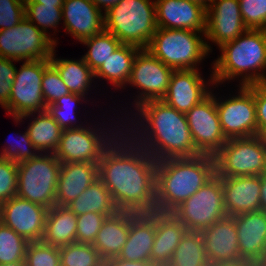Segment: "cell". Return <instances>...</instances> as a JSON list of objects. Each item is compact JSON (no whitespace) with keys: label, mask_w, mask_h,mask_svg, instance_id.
<instances>
[{"label":"cell","mask_w":266,"mask_h":266,"mask_svg":"<svg viewBox=\"0 0 266 266\" xmlns=\"http://www.w3.org/2000/svg\"><path fill=\"white\" fill-rule=\"evenodd\" d=\"M76 216L85 213L113 215L114 201L108 188L98 178L66 206Z\"/></svg>","instance_id":"83f0119b"},{"label":"cell","mask_w":266,"mask_h":266,"mask_svg":"<svg viewBox=\"0 0 266 266\" xmlns=\"http://www.w3.org/2000/svg\"><path fill=\"white\" fill-rule=\"evenodd\" d=\"M37 114V116L33 115ZM31 118L32 121L27 127V133L34 145V148L41 154H54L60 143L62 128L56 120L47 112V110L35 113H28L18 118H13L16 123L23 119Z\"/></svg>","instance_id":"d4e9b609"},{"label":"cell","mask_w":266,"mask_h":266,"mask_svg":"<svg viewBox=\"0 0 266 266\" xmlns=\"http://www.w3.org/2000/svg\"><path fill=\"white\" fill-rule=\"evenodd\" d=\"M77 216L67 207L54 205L48 209L42 241L61 247L76 242Z\"/></svg>","instance_id":"484cf974"},{"label":"cell","mask_w":266,"mask_h":266,"mask_svg":"<svg viewBox=\"0 0 266 266\" xmlns=\"http://www.w3.org/2000/svg\"><path fill=\"white\" fill-rule=\"evenodd\" d=\"M153 197L138 200H118L114 202L113 216L127 228L146 226L151 215Z\"/></svg>","instance_id":"e575fe53"},{"label":"cell","mask_w":266,"mask_h":266,"mask_svg":"<svg viewBox=\"0 0 266 266\" xmlns=\"http://www.w3.org/2000/svg\"><path fill=\"white\" fill-rule=\"evenodd\" d=\"M17 167V196L48 209L53 207L61 167L55 155L39 153L35 158L18 163Z\"/></svg>","instance_id":"52a82bcc"},{"label":"cell","mask_w":266,"mask_h":266,"mask_svg":"<svg viewBox=\"0 0 266 266\" xmlns=\"http://www.w3.org/2000/svg\"><path fill=\"white\" fill-rule=\"evenodd\" d=\"M98 178L97 163H61L55 205L66 207Z\"/></svg>","instance_id":"cb8c5ba5"},{"label":"cell","mask_w":266,"mask_h":266,"mask_svg":"<svg viewBox=\"0 0 266 266\" xmlns=\"http://www.w3.org/2000/svg\"><path fill=\"white\" fill-rule=\"evenodd\" d=\"M50 60L24 61L16 71L9 100V114L18 118L46 110L41 84Z\"/></svg>","instance_id":"7c38bea8"},{"label":"cell","mask_w":266,"mask_h":266,"mask_svg":"<svg viewBox=\"0 0 266 266\" xmlns=\"http://www.w3.org/2000/svg\"><path fill=\"white\" fill-rule=\"evenodd\" d=\"M103 13L91 0H64L63 27L81 42L104 30Z\"/></svg>","instance_id":"44dd1931"},{"label":"cell","mask_w":266,"mask_h":266,"mask_svg":"<svg viewBox=\"0 0 266 266\" xmlns=\"http://www.w3.org/2000/svg\"><path fill=\"white\" fill-rule=\"evenodd\" d=\"M134 109L139 113L140 116L137 117L140 120L127 119L134 121L127 124L136 127L127 124L120 126H126V134L156 161L201 155L194 145L185 113L177 111L162 100L147 101Z\"/></svg>","instance_id":"7a4b0ae2"},{"label":"cell","mask_w":266,"mask_h":266,"mask_svg":"<svg viewBox=\"0 0 266 266\" xmlns=\"http://www.w3.org/2000/svg\"><path fill=\"white\" fill-rule=\"evenodd\" d=\"M232 217L236 225L240 259L257 263L266 258V212L257 210Z\"/></svg>","instance_id":"ffe728a7"},{"label":"cell","mask_w":266,"mask_h":266,"mask_svg":"<svg viewBox=\"0 0 266 266\" xmlns=\"http://www.w3.org/2000/svg\"><path fill=\"white\" fill-rule=\"evenodd\" d=\"M84 99H86L85 96L70 93L62 96L56 100V102L47 106L46 110L62 129L81 128L84 127L83 122L81 124L79 123V125L76 123L77 121L75 120L77 119V115L74 110L76 109L75 107L77 104L80 103V100L81 103L82 101L86 102Z\"/></svg>","instance_id":"74e56055"},{"label":"cell","mask_w":266,"mask_h":266,"mask_svg":"<svg viewBox=\"0 0 266 266\" xmlns=\"http://www.w3.org/2000/svg\"><path fill=\"white\" fill-rule=\"evenodd\" d=\"M247 29L241 17L239 0H212L207 7L204 37L218 47L235 40Z\"/></svg>","instance_id":"e0dca14e"},{"label":"cell","mask_w":266,"mask_h":266,"mask_svg":"<svg viewBox=\"0 0 266 266\" xmlns=\"http://www.w3.org/2000/svg\"><path fill=\"white\" fill-rule=\"evenodd\" d=\"M191 1L200 3L201 5H203L207 8L212 0H191Z\"/></svg>","instance_id":"680465c9"},{"label":"cell","mask_w":266,"mask_h":266,"mask_svg":"<svg viewBox=\"0 0 266 266\" xmlns=\"http://www.w3.org/2000/svg\"><path fill=\"white\" fill-rule=\"evenodd\" d=\"M173 71L147 49H140L135 56L127 83L142 90L134 101L135 108L147 101L162 100L167 93Z\"/></svg>","instance_id":"5bb4252c"},{"label":"cell","mask_w":266,"mask_h":266,"mask_svg":"<svg viewBox=\"0 0 266 266\" xmlns=\"http://www.w3.org/2000/svg\"><path fill=\"white\" fill-rule=\"evenodd\" d=\"M28 243L0 221V264L25 260Z\"/></svg>","instance_id":"f35d334b"},{"label":"cell","mask_w":266,"mask_h":266,"mask_svg":"<svg viewBox=\"0 0 266 266\" xmlns=\"http://www.w3.org/2000/svg\"><path fill=\"white\" fill-rule=\"evenodd\" d=\"M25 18L32 22L37 28H39L46 36L48 35V29L56 28L59 21L63 20L62 6L43 5L40 3H24ZM37 24V25H36Z\"/></svg>","instance_id":"d590c367"},{"label":"cell","mask_w":266,"mask_h":266,"mask_svg":"<svg viewBox=\"0 0 266 266\" xmlns=\"http://www.w3.org/2000/svg\"><path fill=\"white\" fill-rule=\"evenodd\" d=\"M156 228L137 226L128 231L125 242L117 258L126 261H151V252L154 245Z\"/></svg>","instance_id":"1f68e13d"},{"label":"cell","mask_w":266,"mask_h":266,"mask_svg":"<svg viewBox=\"0 0 266 266\" xmlns=\"http://www.w3.org/2000/svg\"><path fill=\"white\" fill-rule=\"evenodd\" d=\"M203 35L188 29L157 28L146 49L173 70H199L197 63L212 50Z\"/></svg>","instance_id":"8992f818"},{"label":"cell","mask_w":266,"mask_h":266,"mask_svg":"<svg viewBox=\"0 0 266 266\" xmlns=\"http://www.w3.org/2000/svg\"><path fill=\"white\" fill-rule=\"evenodd\" d=\"M94 127L96 126L91 128L88 125V127L63 129L59 146L54 152L57 160L60 163L88 162L98 164L105 149L124 128L114 125L109 131L105 128L96 129ZM104 130H107L109 134ZM111 130L117 131L113 133Z\"/></svg>","instance_id":"9c48e42d"},{"label":"cell","mask_w":266,"mask_h":266,"mask_svg":"<svg viewBox=\"0 0 266 266\" xmlns=\"http://www.w3.org/2000/svg\"><path fill=\"white\" fill-rule=\"evenodd\" d=\"M194 145L201 154L214 156L226 143L213 92L185 113Z\"/></svg>","instance_id":"9a60e30c"},{"label":"cell","mask_w":266,"mask_h":266,"mask_svg":"<svg viewBox=\"0 0 266 266\" xmlns=\"http://www.w3.org/2000/svg\"><path fill=\"white\" fill-rule=\"evenodd\" d=\"M106 217L95 212L77 216L76 242L93 244Z\"/></svg>","instance_id":"ee69618b"},{"label":"cell","mask_w":266,"mask_h":266,"mask_svg":"<svg viewBox=\"0 0 266 266\" xmlns=\"http://www.w3.org/2000/svg\"><path fill=\"white\" fill-rule=\"evenodd\" d=\"M61 266H98L102 259L92 244L74 242L59 247Z\"/></svg>","instance_id":"8d00e7d4"},{"label":"cell","mask_w":266,"mask_h":266,"mask_svg":"<svg viewBox=\"0 0 266 266\" xmlns=\"http://www.w3.org/2000/svg\"><path fill=\"white\" fill-rule=\"evenodd\" d=\"M0 266H27L25 260L11 262L7 264H0Z\"/></svg>","instance_id":"6f0895ef"},{"label":"cell","mask_w":266,"mask_h":266,"mask_svg":"<svg viewBox=\"0 0 266 266\" xmlns=\"http://www.w3.org/2000/svg\"><path fill=\"white\" fill-rule=\"evenodd\" d=\"M101 11L104 13L110 9L113 5H116L121 0H91Z\"/></svg>","instance_id":"db71d44e"},{"label":"cell","mask_w":266,"mask_h":266,"mask_svg":"<svg viewBox=\"0 0 266 266\" xmlns=\"http://www.w3.org/2000/svg\"><path fill=\"white\" fill-rule=\"evenodd\" d=\"M48 208L14 196L0 206V221L28 242L41 241Z\"/></svg>","instance_id":"2e32d148"},{"label":"cell","mask_w":266,"mask_h":266,"mask_svg":"<svg viewBox=\"0 0 266 266\" xmlns=\"http://www.w3.org/2000/svg\"><path fill=\"white\" fill-rule=\"evenodd\" d=\"M219 49L220 57L213 62L207 83L217 87L240 76L242 86L266 82V30L247 29Z\"/></svg>","instance_id":"3957f363"},{"label":"cell","mask_w":266,"mask_h":266,"mask_svg":"<svg viewBox=\"0 0 266 266\" xmlns=\"http://www.w3.org/2000/svg\"><path fill=\"white\" fill-rule=\"evenodd\" d=\"M57 43L24 18L14 27L0 30V57L21 62L49 60Z\"/></svg>","instance_id":"8fae6325"},{"label":"cell","mask_w":266,"mask_h":266,"mask_svg":"<svg viewBox=\"0 0 266 266\" xmlns=\"http://www.w3.org/2000/svg\"><path fill=\"white\" fill-rule=\"evenodd\" d=\"M17 142L8 145H4L2 151L0 152V157L6 160L13 161L14 163H20L31 158H35L39 153L34 148L33 143L31 142L27 130L21 134Z\"/></svg>","instance_id":"f6af8a7d"},{"label":"cell","mask_w":266,"mask_h":266,"mask_svg":"<svg viewBox=\"0 0 266 266\" xmlns=\"http://www.w3.org/2000/svg\"><path fill=\"white\" fill-rule=\"evenodd\" d=\"M17 163L0 157V205L17 196Z\"/></svg>","instance_id":"bcb514c9"},{"label":"cell","mask_w":266,"mask_h":266,"mask_svg":"<svg viewBox=\"0 0 266 266\" xmlns=\"http://www.w3.org/2000/svg\"><path fill=\"white\" fill-rule=\"evenodd\" d=\"M178 221L187 231L202 232L228 216L224 208L221 177L215 174L195 194L177 207Z\"/></svg>","instance_id":"30bf717a"},{"label":"cell","mask_w":266,"mask_h":266,"mask_svg":"<svg viewBox=\"0 0 266 266\" xmlns=\"http://www.w3.org/2000/svg\"><path fill=\"white\" fill-rule=\"evenodd\" d=\"M186 232V227L180 221L156 228L151 252L154 266H167L170 263L173 252Z\"/></svg>","instance_id":"4dcf8cb0"},{"label":"cell","mask_w":266,"mask_h":266,"mask_svg":"<svg viewBox=\"0 0 266 266\" xmlns=\"http://www.w3.org/2000/svg\"><path fill=\"white\" fill-rule=\"evenodd\" d=\"M215 174V159L211 155L157 161L156 194L178 207Z\"/></svg>","instance_id":"277c9868"},{"label":"cell","mask_w":266,"mask_h":266,"mask_svg":"<svg viewBox=\"0 0 266 266\" xmlns=\"http://www.w3.org/2000/svg\"><path fill=\"white\" fill-rule=\"evenodd\" d=\"M239 6L248 29L266 30V0H239Z\"/></svg>","instance_id":"b9f144b4"},{"label":"cell","mask_w":266,"mask_h":266,"mask_svg":"<svg viewBox=\"0 0 266 266\" xmlns=\"http://www.w3.org/2000/svg\"><path fill=\"white\" fill-rule=\"evenodd\" d=\"M167 266H210L201 232L187 231Z\"/></svg>","instance_id":"d6a6232c"},{"label":"cell","mask_w":266,"mask_h":266,"mask_svg":"<svg viewBox=\"0 0 266 266\" xmlns=\"http://www.w3.org/2000/svg\"><path fill=\"white\" fill-rule=\"evenodd\" d=\"M254 101L256 105L257 133L266 126V82L253 84Z\"/></svg>","instance_id":"681fc988"},{"label":"cell","mask_w":266,"mask_h":266,"mask_svg":"<svg viewBox=\"0 0 266 266\" xmlns=\"http://www.w3.org/2000/svg\"><path fill=\"white\" fill-rule=\"evenodd\" d=\"M24 3H40L43 5L63 6L64 0H24Z\"/></svg>","instance_id":"11a10c76"},{"label":"cell","mask_w":266,"mask_h":266,"mask_svg":"<svg viewBox=\"0 0 266 266\" xmlns=\"http://www.w3.org/2000/svg\"><path fill=\"white\" fill-rule=\"evenodd\" d=\"M261 191H260V210L266 212V173L260 176Z\"/></svg>","instance_id":"f5cc1de1"},{"label":"cell","mask_w":266,"mask_h":266,"mask_svg":"<svg viewBox=\"0 0 266 266\" xmlns=\"http://www.w3.org/2000/svg\"><path fill=\"white\" fill-rule=\"evenodd\" d=\"M228 216L260 210V176L221 178Z\"/></svg>","instance_id":"603a6c76"},{"label":"cell","mask_w":266,"mask_h":266,"mask_svg":"<svg viewBox=\"0 0 266 266\" xmlns=\"http://www.w3.org/2000/svg\"><path fill=\"white\" fill-rule=\"evenodd\" d=\"M256 266H266V258L256 263Z\"/></svg>","instance_id":"91938a15"},{"label":"cell","mask_w":266,"mask_h":266,"mask_svg":"<svg viewBox=\"0 0 266 266\" xmlns=\"http://www.w3.org/2000/svg\"><path fill=\"white\" fill-rule=\"evenodd\" d=\"M158 28L206 30L207 8L191 0H154Z\"/></svg>","instance_id":"ac0fdd59"},{"label":"cell","mask_w":266,"mask_h":266,"mask_svg":"<svg viewBox=\"0 0 266 266\" xmlns=\"http://www.w3.org/2000/svg\"><path fill=\"white\" fill-rule=\"evenodd\" d=\"M206 84L198 70H174L162 101L179 112L187 113L211 93Z\"/></svg>","instance_id":"d6986e66"},{"label":"cell","mask_w":266,"mask_h":266,"mask_svg":"<svg viewBox=\"0 0 266 266\" xmlns=\"http://www.w3.org/2000/svg\"><path fill=\"white\" fill-rule=\"evenodd\" d=\"M210 266H256V263L247 259H238L235 261L219 262L210 264Z\"/></svg>","instance_id":"816d5d0a"},{"label":"cell","mask_w":266,"mask_h":266,"mask_svg":"<svg viewBox=\"0 0 266 266\" xmlns=\"http://www.w3.org/2000/svg\"><path fill=\"white\" fill-rule=\"evenodd\" d=\"M261 143L266 147V126H263L256 135Z\"/></svg>","instance_id":"9f6ffc18"},{"label":"cell","mask_w":266,"mask_h":266,"mask_svg":"<svg viewBox=\"0 0 266 266\" xmlns=\"http://www.w3.org/2000/svg\"><path fill=\"white\" fill-rule=\"evenodd\" d=\"M98 266H111L106 260H102Z\"/></svg>","instance_id":"94428289"},{"label":"cell","mask_w":266,"mask_h":266,"mask_svg":"<svg viewBox=\"0 0 266 266\" xmlns=\"http://www.w3.org/2000/svg\"><path fill=\"white\" fill-rule=\"evenodd\" d=\"M176 221H178L177 206L155 194L151 215L146 219V226L158 228Z\"/></svg>","instance_id":"7bdbcfd3"},{"label":"cell","mask_w":266,"mask_h":266,"mask_svg":"<svg viewBox=\"0 0 266 266\" xmlns=\"http://www.w3.org/2000/svg\"><path fill=\"white\" fill-rule=\"evenodd\" d=\"M157 28L152 0H121L104 13V29L122 44L146 49Z\"/></svg>","instance_id":"5b68a950"},{"label":"cell","mask_w":266,"mask_h":266,"mask_svg":"<svg viewBox=\"0 0 266 266\" xmlns=\"http://www.w3.org/2000/svg\"><path fill=\"white\" fill-rule=\"evenodd\" d=\"M13 61L18 62L13 59L0 57V105L7 110L8 115L12 84L17 71Z\"/></svg>","instance_id":"7dc6e473"},{"label":"cell","mask_w":266,"mask_h":266,"mask_svg":"<svg viewBox=\"0 0 266 266\" xmlns=\"http://www.w3.org/2000/svg\"><path fill=\"white\" fill-rule=\"evenodd\" d=\"M24 18V0H0V30L14 27Z\"/></svg>","instance_id":"c3c4849f"},{"label":"cell","mask_w":266,"mask_h":266,"mask_svg":"<svg viewBox=\"0 0 266 266\" xmlns=\"http://www.w3.org/2000/svg\"><path fill=\"white\" fill-rule=\"evenodd\" d=\"M214 159L216 174L221 178L266 173V147L257 136L228 139Z\"/></svg>","instance_id":"ba28073f"},{"label":"cell","mask_w":266,"mask_h":266,"mask_svg":"<svg viewBox=\"0 0 266 266\" xmlns=\"http://www.w3.org/2000/svg\"><path fill=\"white\" fill-rule=\"evenodd\" d=\"M25 261L27 266H61L59 247L41 241L29 242Z\"/></svg>","instance_id":"ab89813d"},{"label":"cell","mask_w":266,"mask_h":266,"mask_svg":"<svg viewBox=\"0 0 266 266\" xmlns=\"http://www.w3.org/2000/svg\"><path fill=\"white\" fill-rule=\"evenodd\" d=\"M129 228L120 223L113 215L107 216L93 242L102 260L118 257L127 241Z\"/></svg>","instance_id":"f546056e"},{"label":"cell","mask_w":266,"mask_h":266,"mask_svg":"<svg viewBox=\"0 0 266 266\" xmlns=\"http://www.w3.org/2000/svg\"><path fill=\"white\" fill-rule=\"evenodd\" d=\"M239 92L225 101L216 97V108L225 138H244L257 135L256 105L253 84L239 86Z\"/></svg>","instance_id":"4fadbf2b"},{"label":"cell","mask_w":266,"mask_h":266,"mask_svg":"<svg viewBox=\"0 0 266 266\" xmlns=\"http://www.w3.org/2000/svg\"><path fill=\"white\" fill-rule=\"evenodd\" d=\"M81 43L89 48L82 58L94 73L122 44L120 40L105 29L99 34L81 41Z\"/></svg>","instance_id":"836d02e7"},{"label":"cell","mask_w":266,"mask_h":266,"mask_svg":"<svg viewBox=\"0 0 266 266\" xmlns=\"http://www.w3.org/2000/svg\"><path fill=\"white\" fill-rule=\"evenodd\" d=\"M156 167L157 161L122 131L103 152L98 175L114 202L138 200L156 194Z\"/></svg>","instance_id":"6da1fadb"},{"label":"cell","mask_w":266,"mask_h":266,"mask_svg":"<svg viewBox=\"0 0 266 266\" xmlns=\"http://www.w3.org/2000/svg\"><path fill=\"white\" fill-rule=\"evenodd\" d=\"M210 264L240 259L238 236L232 216H226L201 232Z\"/></svg>","instance_id":"7402d4cb"},{"label":"cell","mask_w":266,"mask_h":266,"mask_svg":"<svg viewBox=\"0 0 266 266\" xmlns=\"http://www.w3.org/2000/svg\"><path fill=\"white\" fill-rule=\"evenodd\" d=\"M41 89L46 107L56 102L62 96L70 94L59 72L52 64L44 70Z\"/></svg>","instance_id":"60d3db41"},{"label":"cell","mask_w":266,"mask_h":266,"mask_svg":"<svg viewBox=\"0 0 266 266\" xmlns=\"http://www.w3.org/2000/svg\"><path fill=\"white\" fill-rule=\"evenodd\" d=\"M139 50L140 48L136 46L121 44L94 73V77L102 78V80L106 79L111 85L113 84L115 89H124L130 78L135 56Z\"/></svg>","instance_id":"4316f807"},{"label":"cell","mask_w":266,"mask_h":266,"mask_svg":"<svg viewBox=\"0 0 266 266\" xmlns=\"http://www.w3.org/2000/svg\"><path fill=\"white\" fill-rule=\"evenodd\" d=\"M55 51L54 49L49 59L50 63L57 69L70 93L82 96L88 94L87 91L95 78L92 69L85 63L83 58L79 60L55 59Z\"/></svg>","instance_id":"f1b7e54d"},{"label":"cell","mask_w":266,"mask_h":266,"mask_svg":"<svg viewBox=\"0 0 266 266\" xmlns=\"http://www.w3.org/2000/svg\"><path fill=\"white\" fill-rule=\"evenodd\" d=\"M111 266H154L151 261H126L117 257L106 260Z\"/></svg>","instance_id":"f907efd6"}]
</instances>
